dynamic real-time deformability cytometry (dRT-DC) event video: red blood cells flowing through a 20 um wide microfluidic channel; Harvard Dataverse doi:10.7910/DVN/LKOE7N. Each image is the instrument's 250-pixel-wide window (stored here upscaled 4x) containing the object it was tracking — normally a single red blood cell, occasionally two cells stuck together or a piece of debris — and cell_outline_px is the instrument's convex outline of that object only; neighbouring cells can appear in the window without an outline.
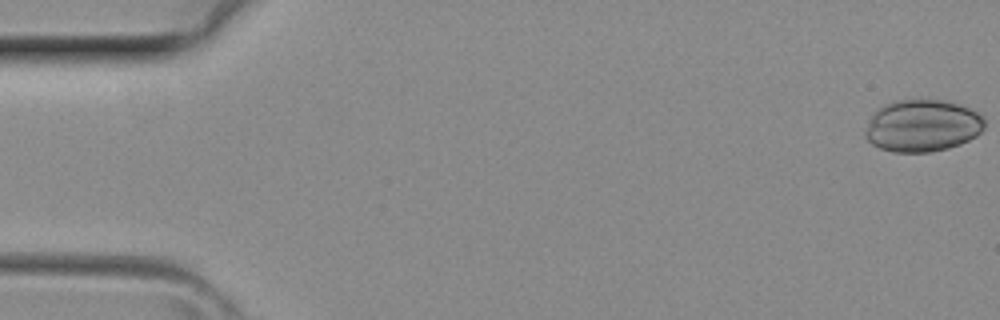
{"species": "common noctule bat (a hibernating species)", "species_latin": "Nyctalus noctula", "temperature_condition": "room temperature", "stored_images_in_passage": 4, "camera_frame_rate_fps": 3000, "um_per_image_px": 0.085, "animal": {"sex": "female", "body_mass_g": 29.2, "forearm_length_mm": 56.3}, "frame": {"image": 1, "passage_image": 1, "time_ms": 0.0, "image_size_px": [1000, 320], "cell_outline_px": [[984, 128], [976, 136], [960, 144], [948, 148], [932, 152], [892, 152], [880, 148], [872, 144], [864, 136], [864, 132], [872, 116], [884, 104], [892, 100], [944, 100], [960, 104], [984, 116]], "centroid_in_image_um": [78.41, 10.69], "position_along_channel_um": 6.6, "area_um2": 36.24}}